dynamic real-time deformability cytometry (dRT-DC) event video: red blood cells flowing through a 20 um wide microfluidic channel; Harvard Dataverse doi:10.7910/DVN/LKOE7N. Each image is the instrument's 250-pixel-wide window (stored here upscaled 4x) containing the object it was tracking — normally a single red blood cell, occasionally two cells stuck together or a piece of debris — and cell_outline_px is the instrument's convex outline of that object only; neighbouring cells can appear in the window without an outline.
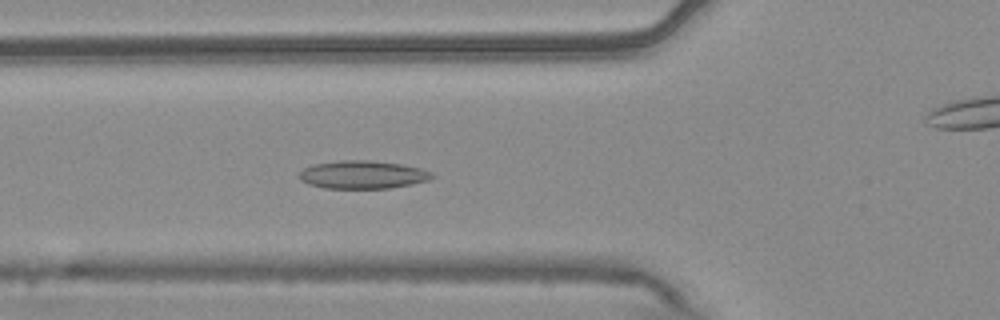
{"species": "common noctule bat (a hibernating species)", "species_latin": "Nyctalus noctula", "temperature_condition": "warm", "stored_images_in_passage": 14, "camera_frame_rate_fps": 3000, "um_per_image_px": 0.085, "animal": {"sex": "male", "body_mass_g": 20.4}, "frame": {"image": 1, "passage_image": 7, "time_ms": 2.0, "image_size_px": [1000, 320], "cell_outline_px": [[436, 176], [428, 180], [412, 184], [388, 188], [324, 188], [308, 184], [300, 180], [296, 176], [304, 168], [312, 164], [340, 160], [368, 160], [400, 164], [420, 168], [432, 172]], "centroid_in_image_um": [30.79, 14.84], "position_along_channel_um": 95.0, "area_um2": 21.79}}
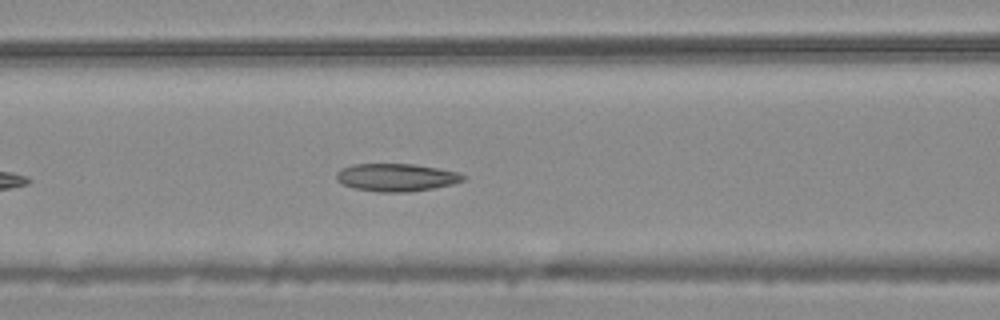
{"frame": {"image": 2, "passage_image": 10, "time_ms": 3.0, "image_size_px": [1000, 320], "cell_outline_px": [[468, 176], [464, 180], [452, 184], [432, 188], [408, 192], [376, 192], [352, 188], [336, 180], [336, 172], [340, 168], [352, 164], [416, 164], [460, 172]], "centroid_in_image_um": [33.68, 15.07], "position_along_channel_um": 132.9, "area_um2": 20.75}}